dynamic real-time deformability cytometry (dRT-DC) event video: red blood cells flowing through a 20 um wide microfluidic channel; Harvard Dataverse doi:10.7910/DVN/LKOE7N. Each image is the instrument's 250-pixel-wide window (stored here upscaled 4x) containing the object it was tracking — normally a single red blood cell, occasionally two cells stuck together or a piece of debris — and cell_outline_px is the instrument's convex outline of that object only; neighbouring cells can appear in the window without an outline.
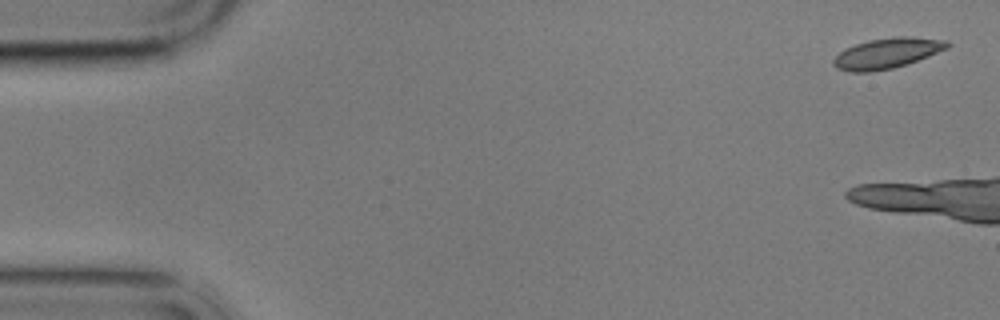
{"species": "common noctule bat (a hibernating species)", "species_latin": "Nyctalus noctula", "temperature_condition": "cold", "stored_images_in_passage": 7, "camera_frame_rate_fps": 3000, "um_per_image_px": 0.085, "animal": {"sex": "male", "body_mass_g": 17.9}, "frame": {"image": 1, "passage_image": 1, "time_ms": 0.0, "image_size_px": [1000, 320], "cell_outline_px": [[952, 44], [948, 48], [928, 56], [892, 68], [872, 72], [852, 72], [836, 68], [832, 64], [832, 60], [844, 48], [868, 40], [896, 36], [912, 36], [948, 40]], "centroid_in_image_um": [75.4, 4.51], "position_along_channel_um": 9.6, "area_um2": 20.23}}
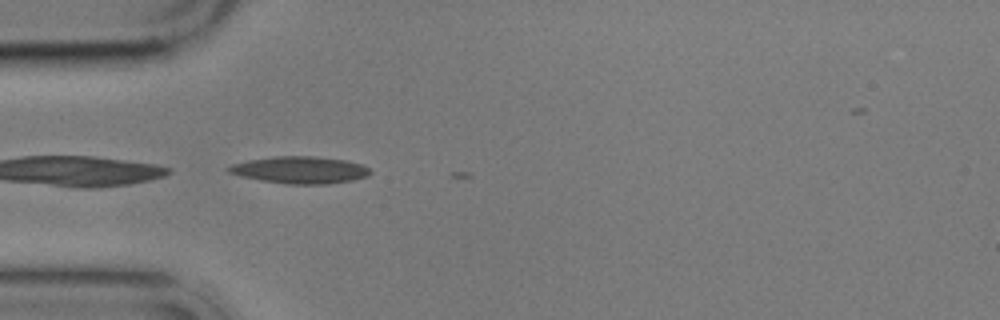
{"frame": {"image": 2, "passage_image": 7, "time_ms": 7.0, "image_size_px": [1000, 320], "cell_outline_px": [[372, 172], [368, 176], [352, 180], [328, 184], [288, 184], [260, 180], [228, 172], [224, 168], [232, 164], [248, 160], [276, 156], [312, 156], [344, 160], [364, 164]], "centroid_in_image_um": [25.51, 14.44], "position_along_channel_um": 59.5, "area_um2": 22.25}}